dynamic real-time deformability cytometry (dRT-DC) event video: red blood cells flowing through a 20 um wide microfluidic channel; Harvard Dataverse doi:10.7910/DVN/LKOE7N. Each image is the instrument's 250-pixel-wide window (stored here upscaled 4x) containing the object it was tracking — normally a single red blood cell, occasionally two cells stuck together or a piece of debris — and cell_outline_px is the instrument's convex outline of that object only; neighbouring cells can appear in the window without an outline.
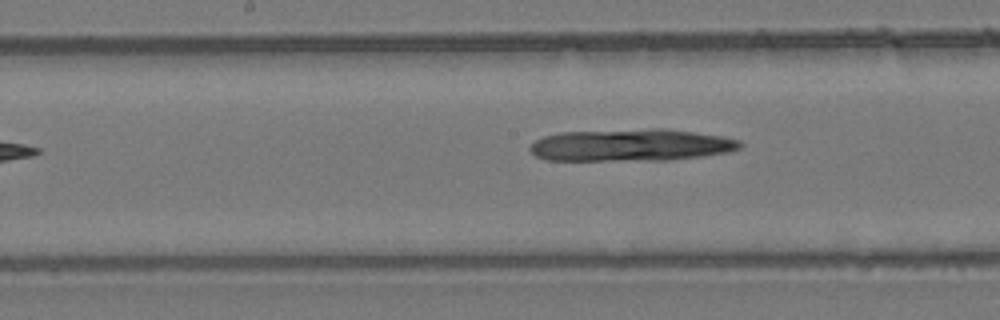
{"species": "common noctule bat (a hibernating species)", "species_latin": "Nyctalus noctula", "temperature_condition": "room temperature", "stored_images_in_passage": 5, "camera_frame_rate_fps": 3000, "um_per_image_px": 0.085, "animal": {"sex": "female", "body_mass_g": 24.6, "forearm_length_mm": 56.2}, "frame": {"image": 1, "passage_image": 5, "time_ms": 1.333, "image_size_px": [1000, 320], "cell_outline_px": [[744, 144], [740, 148], [728, 152], [700, 156], [668, 160], [548, 160], [536, 156], [528, 148], [536, 140], [544, 136], [560, 132], [652, 128], [664, 128], [720, 136], [740, 140]], "centroid_in_image_um": [53.63, 12.33], "position_along_channel_um": 194.6, "area_um2": 39.36}}